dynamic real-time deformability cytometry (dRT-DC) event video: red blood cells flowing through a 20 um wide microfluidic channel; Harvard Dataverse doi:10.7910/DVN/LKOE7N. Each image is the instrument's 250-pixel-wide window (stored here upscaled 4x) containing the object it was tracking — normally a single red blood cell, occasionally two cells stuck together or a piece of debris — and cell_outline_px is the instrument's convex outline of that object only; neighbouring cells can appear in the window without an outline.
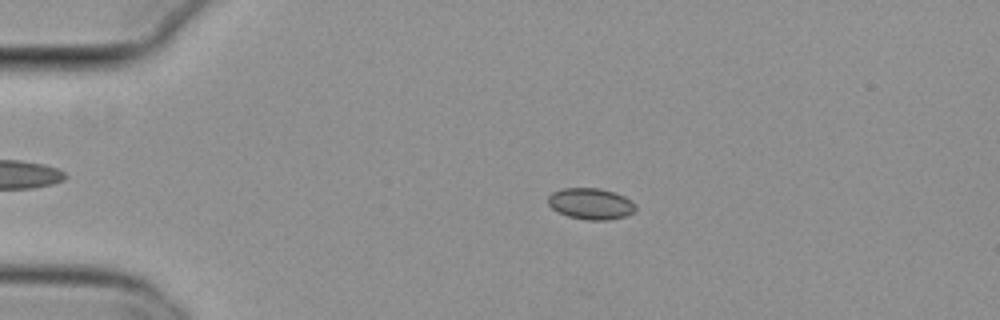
{"species": "common noctule bat (a hibernating species)", "species_latin": "Nyctalus noctula", "temperature_condition": "cold", "stored_images_in_passage": 33, "camera_frame_rate_fps": 3000, "um_per_image_px": 0.085, "animal": {"sex": "female", "body_mass_g": 29.2, "forearm_length_mm": 56.3}, "frame": {"image": 1, "passage_image": 12, "time_ms": 3.667, "image_size_px": [1000, 320], "cell_outline_px": [[636, 212], [624, 216], [608, 220], [588, 220], [568, 216], [556, 212], [548, 204], [548, 196], [552, 192], [564, 188], [600, 188], [616, 192], [632, 200], [636, 204]], "centroid_in_image_um": [50.24, 17.31], "position_along_channel_um": 34.8, "area_um2": 16.18}}
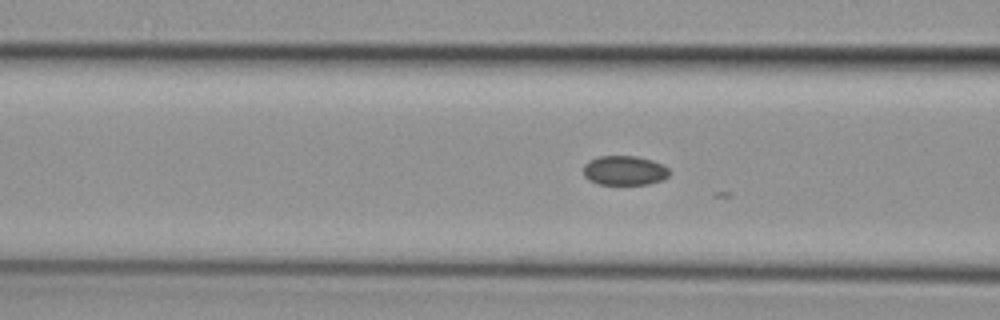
{"frame": {"image": 2, "passage_image": 22, "time_ms": 7.0, "image_size_px": [1000, 320], "cell_outline_px": [[672, 172], [664, 180], [648, 184], [596, 184], [588, 180], [584, 176], [584, 164], [588, 160], [600, 156], [636, 156], [652, 160], [664, 164]], "centroid_in_image_um": [53.1, 14.49], "position_along_channel_um": 113.5, "area_um2": 15.03}}
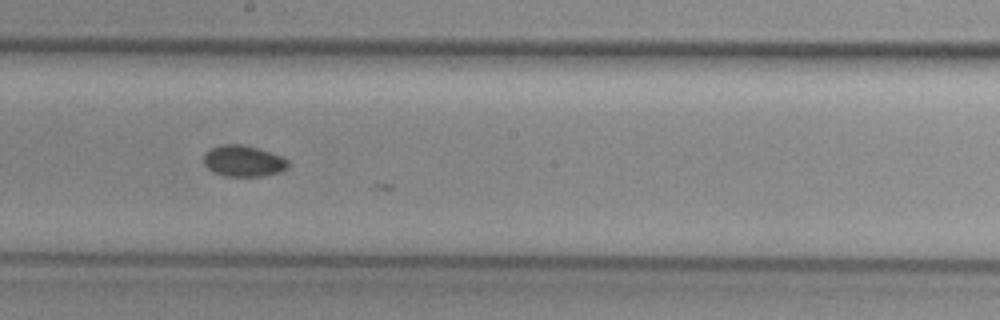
{"frame": {"image": 3, "passage_image": 31, "time_ms": 10.0, "image_size_px": [1000, 320], "cell_outline_px": [[288, 168], [280, 172], [264, 176], [224, 176], [208, 168], [204, 164], [204, 152], [220, 144], [240, 144], [256, 148], [280, 156], [288, 160]], "centroid_in_image_um": [20.68, 13.69], "position_along_channel_um": 227.5, "area_um2": 15.2}}